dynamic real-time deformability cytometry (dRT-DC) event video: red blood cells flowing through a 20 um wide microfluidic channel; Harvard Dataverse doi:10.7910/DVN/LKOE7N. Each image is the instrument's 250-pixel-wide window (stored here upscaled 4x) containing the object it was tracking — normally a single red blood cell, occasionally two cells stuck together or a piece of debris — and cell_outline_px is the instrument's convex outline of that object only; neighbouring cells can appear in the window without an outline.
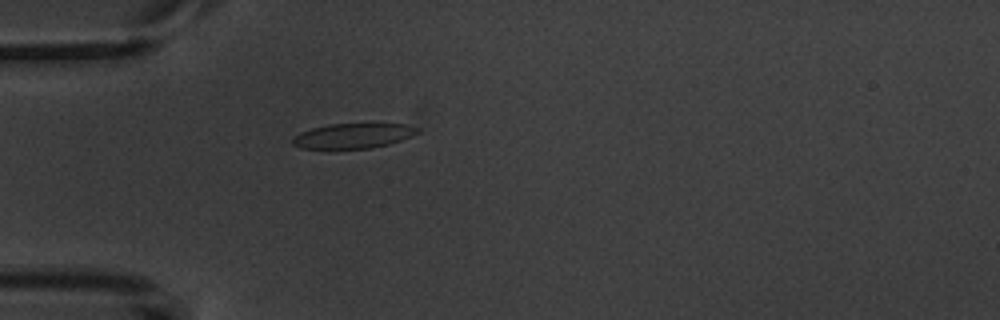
{"species": "common noctule bat (a hibernating species)", "species_latin": "Nyctalus noctula", "temperature_condition": "warm", "stored_images_in_passage": 4, "camera_frame_rate_fps": 3000, "um_per_image_px": 0.085, "animal": {"sex": "male", "body_mass_g": 20.1, "forearm_length_mm": 53.5}, "frame": {"image": 1, "passage_image": 4, "time_ms": 3.667, "image_size_px": [1000, 320], "cell_outline_px": [[420, 132], [412, 136], [388, 144], [372, 148], [300, 148], [292, 144], [292, 140], [300, 132], [312, 128], [328, 124], [404, 124], [420, 128]], "centroid_in_image_um": [30.03, 11.54], "position_along_channel_um": 55.0, "area_um2": 17.98}}